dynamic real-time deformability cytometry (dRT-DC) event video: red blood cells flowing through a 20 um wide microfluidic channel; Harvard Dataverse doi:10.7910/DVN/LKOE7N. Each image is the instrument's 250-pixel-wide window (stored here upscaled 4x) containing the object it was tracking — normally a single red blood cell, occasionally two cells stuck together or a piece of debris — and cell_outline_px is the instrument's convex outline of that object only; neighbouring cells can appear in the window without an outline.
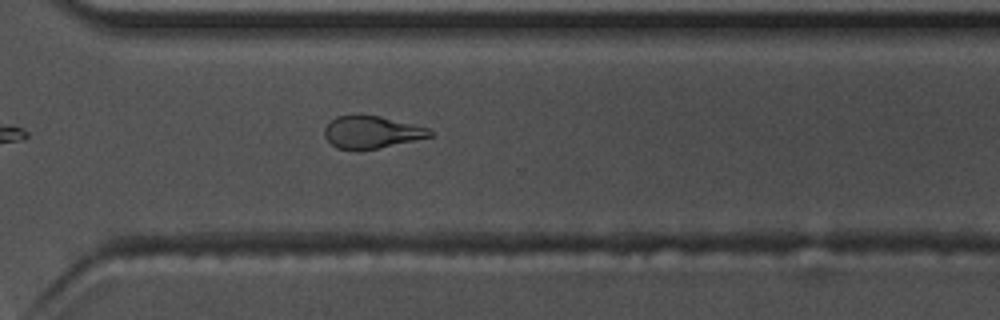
{"species": "common noctule bat (a hibernating species)", "species_latin": "Nyctalus noctula", "temperature_condition": "warm", "stored_images_in_passage": 38, "camera_frame_rate_fps": 3000, "um_per_image_px": 0.085, "animal": {"sex": "male", "body_mass_g": 17.5, "forearm_length_mm": 52.3}, "frame": {"image": 1, "passage_image": 27, "time_ms": 8.667, "image_size_px": [1000, 320], "cell_outline_px": [[436, 132], [432, 136], [376, 148], [336, 148], [324, 136], [324, 128], [336, 116], [356, 112], [380, 116], [428, 128]], "centroid_in_image_um": [31.56, 11.17], "position_along_channel_um": 339.0, "area_um2": 19.77}}